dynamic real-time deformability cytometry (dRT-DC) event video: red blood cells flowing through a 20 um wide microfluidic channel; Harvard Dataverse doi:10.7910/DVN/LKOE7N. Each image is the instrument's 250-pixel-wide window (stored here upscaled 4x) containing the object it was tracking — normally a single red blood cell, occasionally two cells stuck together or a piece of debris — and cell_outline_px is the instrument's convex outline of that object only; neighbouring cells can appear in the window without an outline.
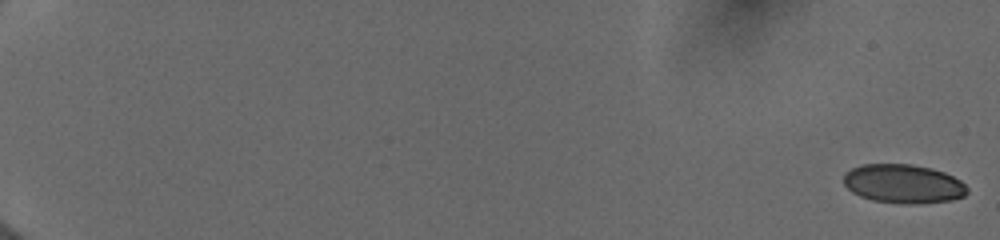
{"species": "human", "species_latin": "Homo sapiens", "temperature_condition": "cold", "stored_images_in_passage": 55, "camera_frame_rate_fps": 3000, "um_per_image_px": 0.085, "donor": {"sex": "female"}, "frame": {"image": 1, "passage_image": 1, "time_ms": 0.0, "image_size_px": [1000, 240], "cell_outline_px": [[968, 192], [964, 196], [952, 200], [912, 204], [904, 204], [872, 200], [860, 196], [852, 192], [844, 184], [844, 172], [852, 168], [864, 164], [912, 164], [932, 168], [944, 172], [960, 180], [968, 188]], "centroid_in_image_um": [76.78, 15.62], "position_along_channel_um": 8.2, "area_um2": 28.09}}
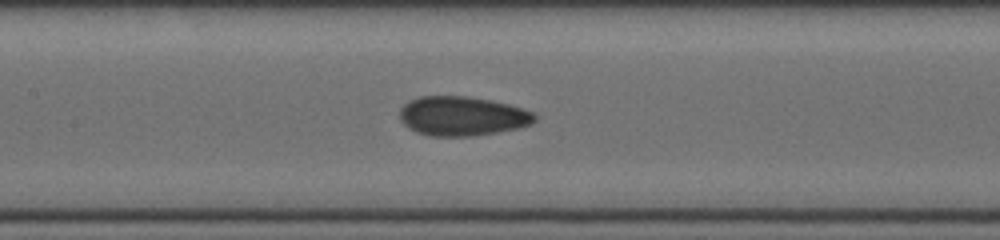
{"frame": {"image": 2, "passage_image": 30, "time_ms": 9.667, "image_size_px": [1000, 240], "cell_outline_px": [[536, 120], [532, 124], [520, 128], [472, 136], [428, 136], [416, 132], [408, 128], [400, 120], [400, 108], [404, 104], [420, 96], [464, 96], [492, 100], [508, 104], [532, 112], [536, 116]], "centroid_in_image_um": [39.28, 9.87], "position_along_channel_um": 168.1, "area_um2": 30.98}}
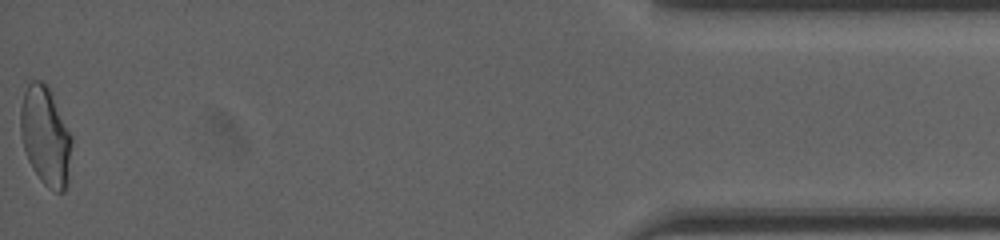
{"frame": {"image": 3, "passage_image": 55, "time_ms": 18.0, "image_size_px": [1000, 240], "cell_outline_px": [[72, 140], [68, 180], [64, 192], [56, 192], [48, 188], [40, 180], [32, 168], [28, 160], [24, 148], [20, 132], [20, 108], [24, 92], [28, 84], [32, 80], [40, 80], [48, 88], [72, 136]], "centroid_in_image_um": [3.86, 11.61], "position_along_channel_um": 431.3, "area_um2": 29.3}, "authors_computed_cell_mechanics": {"area_um2": 29.3046, "velocity_mm_per_s": 4.005, "shape_relaxation_time_tau1_ms": null, "shape_relaxation_time_tau2_ms": 1.2527, "deformation_change_tau1": null, "deformation_change_tau2": 0.0753}}